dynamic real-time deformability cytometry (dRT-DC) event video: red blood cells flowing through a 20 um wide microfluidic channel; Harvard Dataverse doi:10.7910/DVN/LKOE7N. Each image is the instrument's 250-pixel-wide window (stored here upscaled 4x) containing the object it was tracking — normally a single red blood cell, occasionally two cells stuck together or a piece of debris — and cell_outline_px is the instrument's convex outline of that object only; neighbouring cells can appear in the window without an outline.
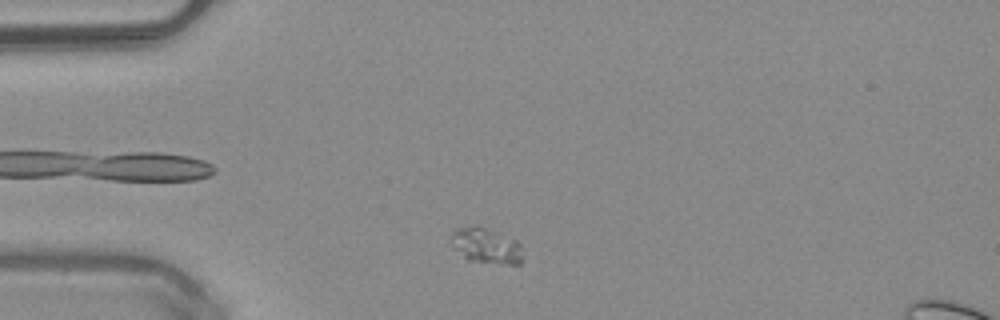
{"species": "common noctule bat (a hibernating species)", "species_latin": "Nyctalus noctula", "temperature_condition": "warm", "stored_images_in_passage": 42, "camera_frame_rate_fps": 3000, "um_per_image_px": 0.085, "animal": {"sex": "male", "body_mass_g": 20.4}, "frame": {"image": 1, "passage_image": 3, "time_ms": 0.667, "image_size_px": [1000, 320], "cell_outline_px": [[520, 264], [500, 264], [468, 260], [452, 248], [452, 232], [456, 228], [476, 224], [480, 224], [516, 240], [520, 244]], "centroid_in_image_um": [41.27, 20.85], "position_along_channel_um": 43.7, "area_um2": 14.97}}
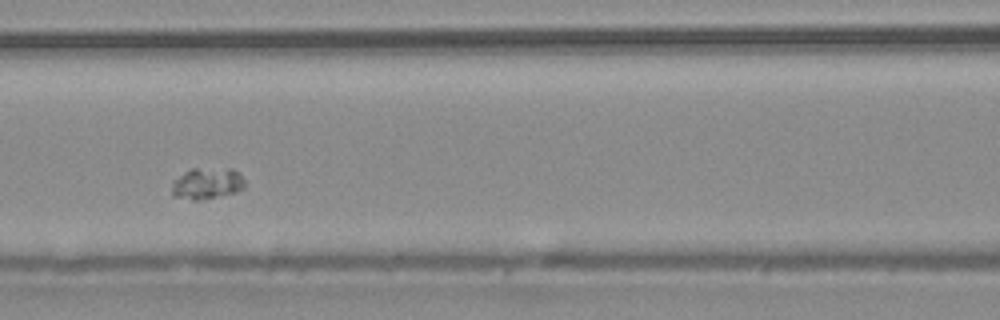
{"frame": {"image": 2, "passage_image": 13, "time_ms": 4.0, "image_size_px": [1000, 320], "cell_outline_px": [[244, 188], [236, 192], [200, 200], [192, 200], [172, 196], [172, 180], [184, 172], [192, 168], [232, 168], [244, 180]], "centroid_in_image_um": [17.56, 15.59], "position_along_channel_um": 149.0, "area_um2": 13.41}}
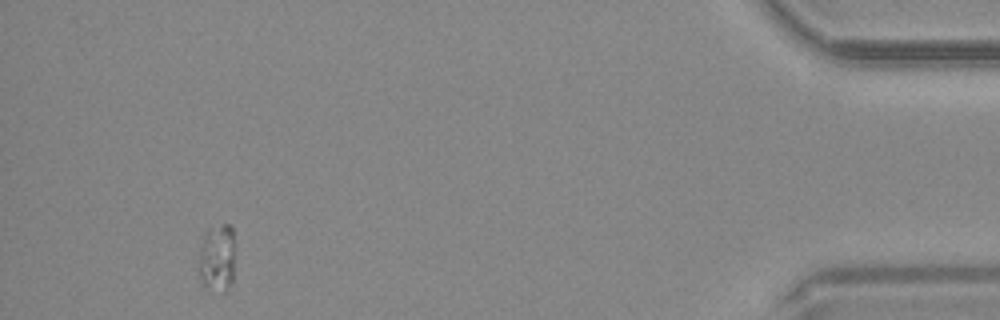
{"frame": {"image": 3, "passage_image": 39, "time_ms": 12.667, "image_size_px": [1000, 320], "cell_outline_px": [[232, 280], [224, 292], [204, 284], [196, 268], [196, 264], [204, 232], [208, 228], [224, 224], [228, 224], [232, 228]], "centroid_in_image_um": [18.38, 21.87], "position_along_channel_um": 416.8, "area_um2": 13.99}}